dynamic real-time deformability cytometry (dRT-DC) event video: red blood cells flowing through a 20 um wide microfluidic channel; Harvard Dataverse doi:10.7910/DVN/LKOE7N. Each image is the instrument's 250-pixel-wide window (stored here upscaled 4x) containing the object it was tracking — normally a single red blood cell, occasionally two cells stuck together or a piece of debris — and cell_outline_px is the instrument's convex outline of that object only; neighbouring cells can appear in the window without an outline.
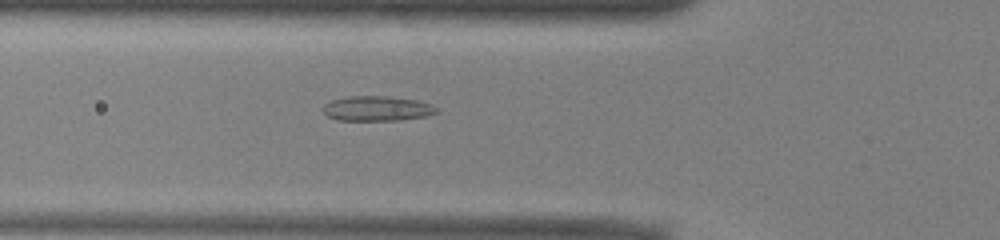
{"species": "common noctule bat (a hibernating species)", "species_latin": "Nyctalus noctula", "temperature_condition": "warm", "stored_images_in_passage": 39, "camera_frame_rate_fps": 3000, "um_per_image_px": 0.085, "animal": {"sex": "male", "body_mass_g": 13.0, "forearm_length_mm": 53.1}, "frame": {"image": 1, "passage_image": 6, "time_ms": 1.667, "image_size_px": [1000, 240], "cell_outline_px": [[440, 112], [428, 116], [400, 120], [336, 120], [328, 116], [324, 112], [324, 104], [332, 100], [348, 96], [384, 96], [416, 100], [432, 104], [440, 108]], "centroid_in_image_um": [32.12, 9.23], "position_along_channel_um": 93.7, "area_um2": 16.59}}
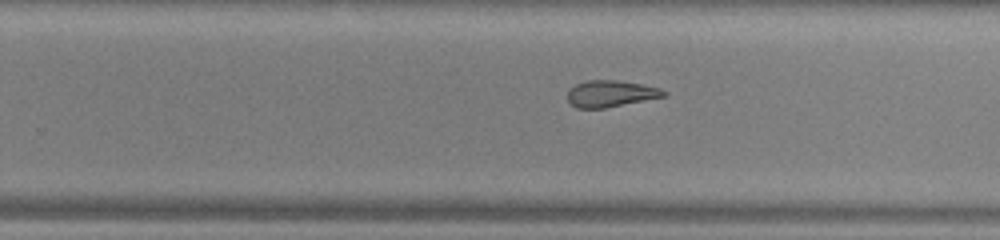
{"frame": {"image": 2, "passage_image": 20, "time_ms": 6.333, "image_size_px": [1000, 240], "cell_outline_px": [[668, 96], [604, 108], [576, 108], [568, 100], [568, 88], [576, 84], [588, 80], [616, 80], [640, 84], [660, 88], [668, 92]], "centroid_in_image_um": [51.92, 7.96], "position_along_channel_um": 277.9, "area_um2": 14.91}}
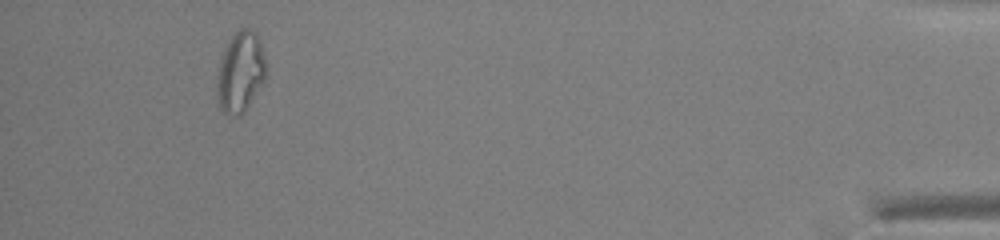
{"frame": {"image": 3, "passage_image": 36, "time_ms": 11.667, "image_size_px": [1000, 240], "cell_outline_px": [[268, 76], [244, 112], [236, 116], [228, 116], [220, 108], [216, 100], [216, 88], [220, 60], [232, 36], [240, 28], [248, 28], [256, 32], [260, 40], [268, 64]], "centroid_in_image_um": [20.48, 6.14], "position_along_channel_um": 414.7, "area_um2": 23.52}, "authors_computed_cell_mechanics": {"area_um2": 16.473, "velocity_mm_per_s": 3.9517, "shape_relaxation_time_tau1_ms": null, "shape_relaxation_time_tau2_ms": 2.8968, "deformation_change_tau1": null, "deformation_change_tau2": 0.0831}}